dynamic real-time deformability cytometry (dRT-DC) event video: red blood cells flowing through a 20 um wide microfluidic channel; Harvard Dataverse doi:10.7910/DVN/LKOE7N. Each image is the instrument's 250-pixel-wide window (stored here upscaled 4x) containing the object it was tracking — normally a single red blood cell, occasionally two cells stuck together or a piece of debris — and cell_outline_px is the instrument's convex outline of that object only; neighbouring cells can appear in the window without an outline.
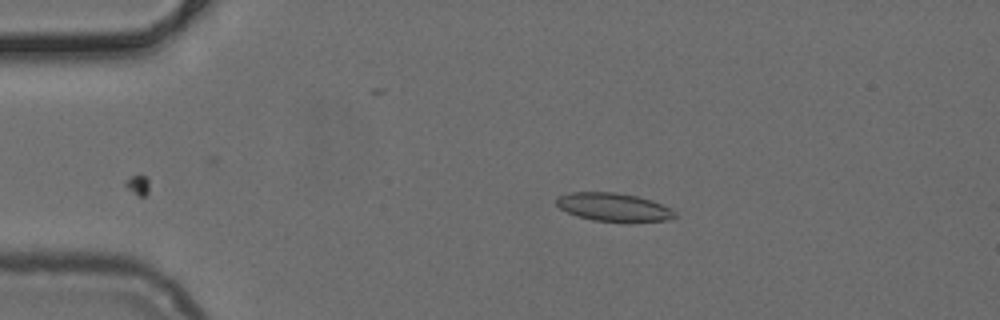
{"species": "common noctule bat (a hibernating species)", "species_latin": "Nyctalus noctula", "temperature_condition": "cold", "stored_images_in_passage": 38, "camera_frame_rate_fps": 3000, "um_per_image_px": 0.085, "animal": {"sex": "female", "body_mass_g": 24.6, "forearm_length_mm": 56.2}, "frame": {"image": 1, "passage_image": 2, "time_ms": 0.333, "image_size_px": [1000, 320], "cell_outline_px": [[676, 216], [668, 220], [628, 224], [624, 224], [592, 220], [576, 216], [560, 208], [556, 204], [556, 200], [560, 196], [572, 192], [616, 192], [636, 196], [652, 200], [672, 208], [676, 212]], "centroid_in_image_um": [52.23, 17.65], "position_along_channel_um": 32.8, "area_um2": 20.17}}
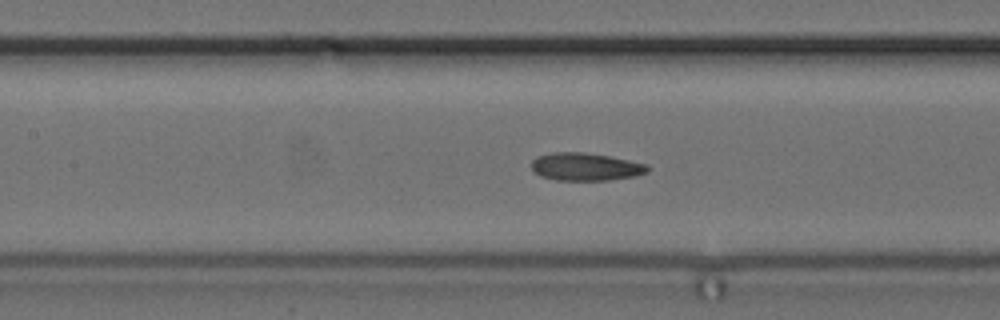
{"frame": {"image": 2, "passage_image": 15, "time_ms": 4.667, "image_size_px": [1000, 320], "cell_outline_px": [[648, 172], [636, 176], [608, 180], [556, 180], [540, 176], [532, 168], [532, 160], [536, 156], [552, 152], [584, 152], [608, 156], [648, 164]], "centroid_in_image_um": [49.77, 14.17], "position_along_channel_um": 157.6, "area_um2": 18.79}}
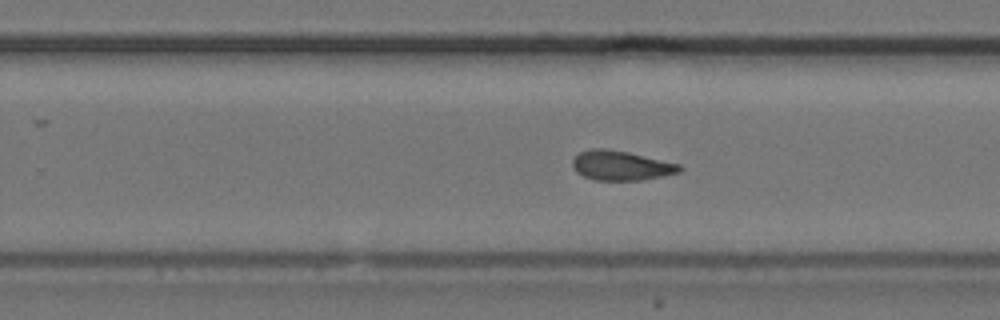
{"frame": {"image": 3, "passage_image": 24, "time_ms": 7.667, "image_size_px": [1000, 320], "cell_outline_px": [[684, 168], [680, 172], [640, 180], [596, 180], [584, 176], [576, 172], [572, 164], [572, 160], [580, 152], [592, 148], [604, 148], [628, 152], [680, 164]], "centroid_in_image_um": [52.78, 14.06], "position_along_channel_um": 277.0, "area_um2": 18.32}}